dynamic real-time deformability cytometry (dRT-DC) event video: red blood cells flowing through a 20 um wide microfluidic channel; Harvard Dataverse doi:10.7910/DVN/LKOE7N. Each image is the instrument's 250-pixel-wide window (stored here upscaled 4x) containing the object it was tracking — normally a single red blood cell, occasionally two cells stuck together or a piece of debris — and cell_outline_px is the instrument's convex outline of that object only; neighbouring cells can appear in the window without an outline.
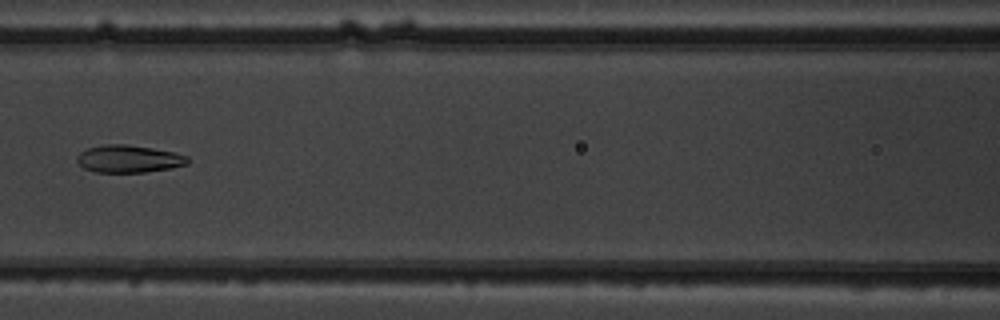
{"species": "common noctule bat (a hibernating species)", "species_latin": "Nyctalus noctula", "temperature_condition": "warm", "stored_images_in_passage": 8, "camera_frame_rate_fps": 3000, "um_per_image_px": 0.085, "animal": {"sex": "male", "body_mass_g": 19.5, "forearm_length_mm": 54.6}, "frame": {"image": 1, "passage_image": 7, "time_ms": 7.667, "image_size_px": [1000, 320], "cell_outline_px": [[188, 164], [172, 168], [144, 172], [96, 172], [84, 168], [76, 160], [76, 156], [80, 152], [88, 148], [104, 144], [128, 144], [176, 152], [188, 156]], "centroid_in_image_um": [10.96, 13.49], "position_along_channel_um": 155.6, "area_um2": 17.8}}
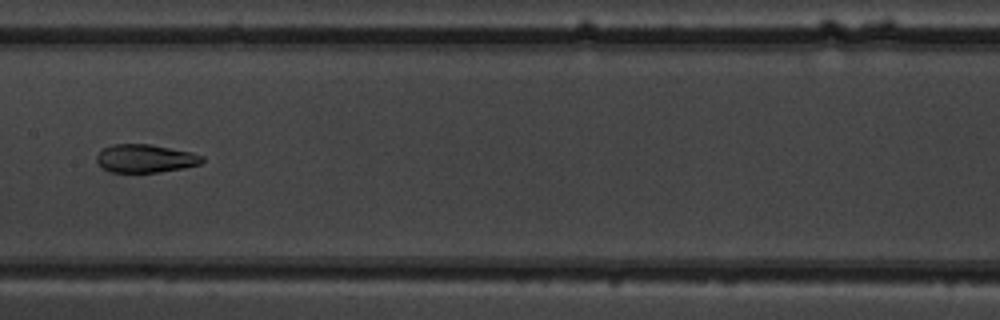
{"frame": {"image": 2, "passage_image": 8, "time_ms": 8.667, "image_size_px": [1000, 320], "cell_outline_px": [[204, 160], [200, 164], [160, 172], [112, 172], [104, 168], [96, 160], [96, 156], [104, 148], [112, 144], [148, 144], [192, 152], [204, 156]], "centroid_in_image_um": [12.37, 13.46], "position_along_channel_um": 195.0, "area_um2": 17.11}}